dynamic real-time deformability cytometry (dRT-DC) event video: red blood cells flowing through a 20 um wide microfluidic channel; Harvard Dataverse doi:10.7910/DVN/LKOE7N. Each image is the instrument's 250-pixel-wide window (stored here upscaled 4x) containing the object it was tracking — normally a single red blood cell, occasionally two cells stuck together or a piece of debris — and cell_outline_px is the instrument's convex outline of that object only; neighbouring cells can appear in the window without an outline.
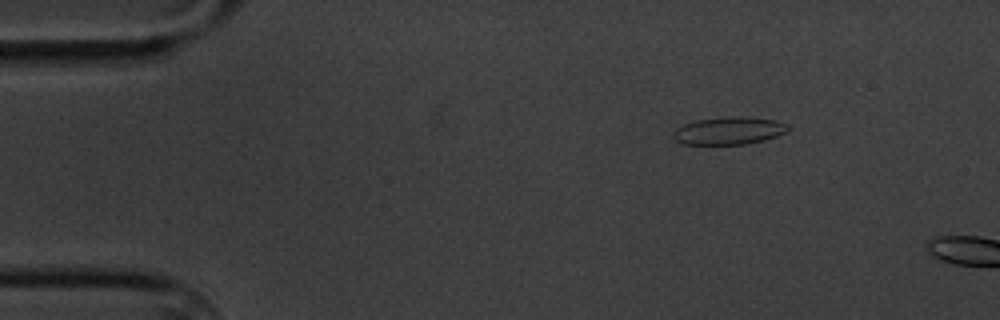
{"species": "common noctule bat (a hibernating species)", "species_latin": "Nyctalus noctula", "temperature_condition": "cold", "stored_images_in_passage": 3, "camera_frame_rate_fps": 3000, "um_per_image_px": 0.085, "animal": {"sex": "male", "body_mass_g": 20.1, "forearm_length_mm": 53.5}, "frame": {"image": 1, "passage_image": 1, "time_ms": 0.0, "image_size_px": [1000, 320], "cell_outline_px": [[792, 128], [776, 136], [764, 140], [744, 144], [684, 144], [676, 140], [672, 136], [672, 132], [676, 128], [684, 124], [696, 120], [728, 116], [740, 116], [776, 120], [788, 124]], "centroid_in_image_um": [61.96, 11.1], "position_along_channel_um": 23.0, "area_um2": 18.5}}